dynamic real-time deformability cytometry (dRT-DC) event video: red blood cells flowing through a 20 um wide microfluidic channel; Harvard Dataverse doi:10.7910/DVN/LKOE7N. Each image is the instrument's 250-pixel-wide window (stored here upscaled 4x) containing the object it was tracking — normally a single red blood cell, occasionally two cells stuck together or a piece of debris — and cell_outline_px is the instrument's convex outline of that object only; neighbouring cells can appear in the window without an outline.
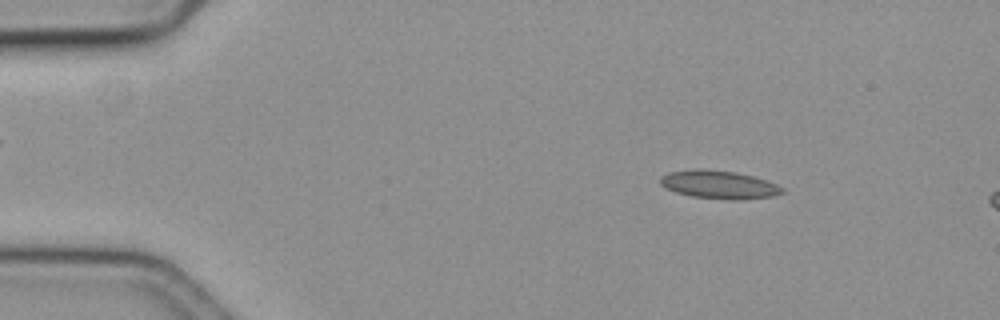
{"species": "common noctule bat (a hibernating species)", "species_latin": "Nyctalus noctula", "temperature_condition": "cold", "stored_images_in_passage": 14, "camera_frame_rate_fps": 3000, "um_per_image_px": 0.085, "animal": {"sex": "female", "body_mass_g": 19.3, "forearm_length_mm": 54.1}, "frame": {"image": 1, "passage_image": 8, "time_ms": 2.333, "image_size_px": [1000, 320], "cell_outline_px": [[784, 192], [776, 196], [740, 200], [728, 200], [692, 196], [676, 192], [664, 188], [660, 184], [660, 176], [668, 172], [696, 168], [700, 168], [736, 172], [752, 176], [776, 184], [784, 188]], "centroid_in_image_um": [61.1, 15.69], "position_along_channel_um": 23.9, "area_um2": 20.23}}